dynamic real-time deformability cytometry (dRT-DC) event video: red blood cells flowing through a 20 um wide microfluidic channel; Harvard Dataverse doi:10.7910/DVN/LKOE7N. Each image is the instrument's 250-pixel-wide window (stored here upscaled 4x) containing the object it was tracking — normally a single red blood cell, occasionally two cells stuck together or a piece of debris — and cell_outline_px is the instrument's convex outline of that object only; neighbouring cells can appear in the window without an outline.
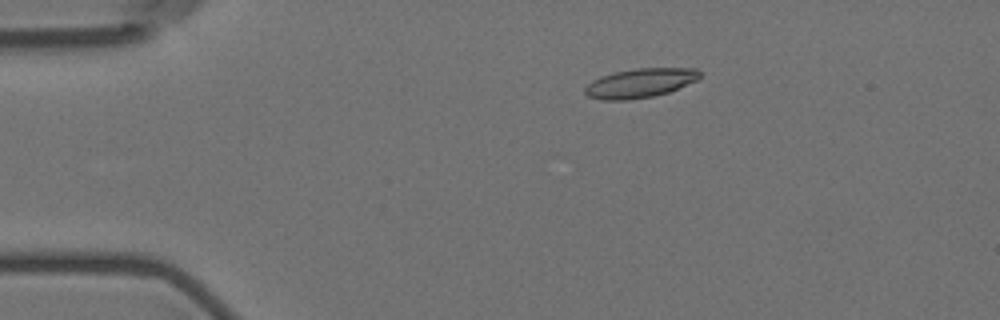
{"species": "Egyptian fruit bat (a non-hibernating species)", "species_latin": "Rousettus aegyptiacus", "temperature_condition": "room temperature", "stored_images_in_passage": 5, "camera_frame_rate_fps": 3000, "um_per_image_px": 0.085, "animal": {"sex": "female"}, "frame": {"image": 1, "passage_image": 2, "time_ms": 1.333, "image_size_px": [1000, 320], "cell_outline_px": [[700, 76], [696, 80], [668, 92], [652, 96], [628, 100], [600, 100], [588, 96], [584, 92], [584, 88], [592, 80], [600, 76], [616, 72], [636, 68], [696, 68], [700, 72]], "centroid_in_image_um": [54.37, 7.06], "position_along_channel_um": 30.6, "area_um2": 19.42}}
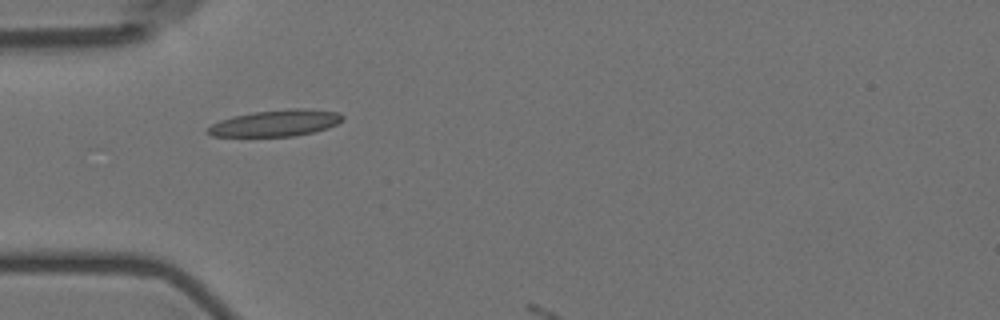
{"frame": {"image": 2, "passage_image": 4, "time_ms": 3.667, "image_size_px": [1000, 320], "cell_outline_px": [[344, 120], [328, 128], [316, 132], [296, 136], [212, 136], [204, 132], [212, 124], [220, 120], [232, 116], [252, 112], [292, 108], [304, 108], [340, 112], [344, 116]], "centroid_in_image_um": [23.47, 10.46], "position_along_channel_um": 61.5, "area_um2": 21.04}}